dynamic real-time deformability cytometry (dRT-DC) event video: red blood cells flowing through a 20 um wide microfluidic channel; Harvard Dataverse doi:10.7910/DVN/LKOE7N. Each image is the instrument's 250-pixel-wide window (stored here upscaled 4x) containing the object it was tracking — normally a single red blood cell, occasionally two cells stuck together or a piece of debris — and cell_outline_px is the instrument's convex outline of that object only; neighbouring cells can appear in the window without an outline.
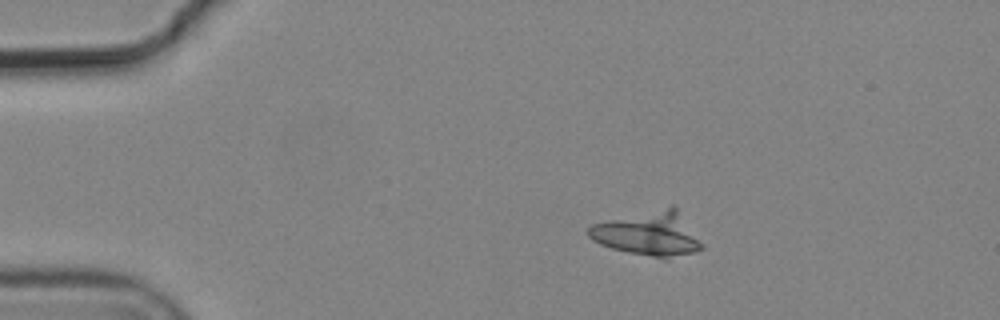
{"species": "common noctule bat (a hibernating species)", "species_latin": "Nyctalus noctula", "temperature_condition": "cold", "stored_images_in_passage": 4, "camera_frame_rate_fps": 3000, "um_per_image_px": 0.085, "animal": {"sex": "male", "body_mass_g": 19.2, "forearm_length_mm": 51.8}, "frame": {"image": 1, "passage_image": 1, "time_ms": 0.0, "image_size_px": [1000, 320], "cell_outline_px": [[704, 248], [696, 252], [668, 260], [628, 252], [612, 248], [600, 244], [592, 240], [588, 236], [588, 228], [592, 224], [672, 204], [676, 204], [704, 244]], "centroid_in_image_um": [55.21, 19.86], "position_along_channel_um": 29.8, "area_um2": 29.88}}